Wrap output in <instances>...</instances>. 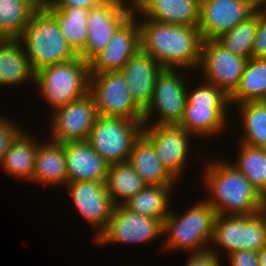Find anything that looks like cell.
<instances>
[{
    "mask_svg": "<svg viewBox=\"0 0 266 266\" xmlns=\"http://www.w3.org/2000/svg\"><path fill=\"white\" fill-rule=\"evenodd\" d=\"M140 50L163 69L198 67L203 38L197 26H179L142 19L138 21Z\"/></svg>",
    "mask_w": 266,
    "mask_h": 266,
    "instance_id": "obj_1",
    "label": "cell"
},
{
    "mask_svg": "<svg viewBox=\"0 0 266 266\" xmlns=\"http://www.w3.org/2000/svg\"><path fill=\"white\" fill-rule=\"evenodd\" d=\"M208 163L202 174L211 195L206 201L216 214L247 216L261 211L265 198L233 163L221 160Z\"/></svg>",
    "mask_w": 266,
    "mask_h": 266,
    "instance_id": "obj_2",
    "label": "cell"
},
{
    "mask_svg": "<svg viewBox=\"0 0 266 266\" xmlns=\"http://www.w3.org/2000/svg\"><path fill=\"white\" fill-rule=\"evenodd\" d=\"M19 42L34 72L47 66L76 58L78 55L65 41L56 19L42 4L30 14Z\"/></svg>",
    "mask_w": 266,
    "mask_h": 266,
    "instance_id": "obj_3",
    "label": "cell"
},
{
    "mask_svg": "<svg viewBox=\"0 0 266 266\" xmlns=\"http://www.w3.org/2000/svg\"><path fill=\"white\" fill-rule=\"evenodd\" d=\"M184 213L180 216L170 212L163 222V234L167 233L165 249L191 254L208 251L210 246L206 244L212 241L216 211L204 199Z\"/></svg>",
    "mask_w": 266,
    "mask_h": 266,
    "instance_id": "obj_4",
    "label": "cell"
},
{
    "mask_svg": "<svg viewBox=\"0 0 266 266\" xmlns=\"http://www.w3.org/2000/svg\"><path fill=\"white\" fill-rule=\"evenodd\" d=\"M89 64L79 55L35 72V83L53 109L65 106L89 92Z\"/></svg>",
    "mask_w": 266,
    "mask_h": 266,
    "instance_id": "obj_5",
    "label": "cell"
},
{
    "mask_svg": "<svg viewBox=\"0 0 266 266\" xmlns=\"http://www.w3.org/2000/svg\"><path fill=\"white\" fill-rule=\"evenodd\" d=\"M229 97L218 87L204 81L192 91L187 88L183 117L178 124L194 136L219 134L227 122Z\"/></svg>",
    "mask_w": 266,
    "mask_h": 266,
    "instance_id": "obj_6",
    "label": "cell"
},
{
    "mask_svg": "<svg viewBox=\"0 0 266 266\" xmlns=\"http://www.w3.org/2000/svg\"><path fill=\"white\" fill-rule=\"evenodd\" d=\"M143 122L97 115L87 141L109 165L128 162L134 141L142 133Z\"/></svg>",
    "mask_w": 266,
    "mask_h": 266,
    "instance_id": "obj_7",
    "label": "cell"
},
{
    "mask_svg": "<svg viewBox=\"0 0 266 266\" xmlns=\"http://www.w3.org/2000/svg\"><path fill=\"white\" fill-rule=\"evenodd\" d=\"M89 93L94 98L97 115L143 122V110L132 98L121 71L90 74Z\"/></svg>",
    "mask_w": 266,
    "mask_h": 266,
    "instance_id": "obj_8",
    "label": "cell"
},
{
    "mask_svg": "<svg viewBox=\"0 0 266 266\" xmlns=\"http://www.w3.org/2000/svg\"><path fill=\"white\" fill-rule=\"evenodd\" d=\"M212 242L227 250V255L243 250L258 252L266 246V218L261 211L247 216L217 214Z\"/></svg>",
    "mask_w": 266,
    "mask_h": 266,
    "instance_id": "obj_9",
    "label": "cell"
},
{
    "mask_svg": "<svg viewBox=\"0 0 266 266\" xmlns=\"http://www.w3.org/2000/svg\"><path fill=\"white\" fill-rule=\"evenodd\" d=\"M178 74L176 69H163L157 75L150 104L143 111V125L149 123L154 111L159 117L156 125L180 123L187 101V86Z\"/></svg>",
    "mask_w": 266,
    "mask_h": 266,
    "instance_id": "obj_10",
    "label": "cell"
},
{
    "mask_svg": "<svg viewBox=\"0 0 266 266\" xmlns=\"http://www.w3.org/2000/svg\"><path fill=\"white\" fill-rule=\"evenodd\" d=\"M248 59L234 55L216 39L203 40L198 67L204 81L220 88L228 97L237 89Z\"/></svg>",
    "mask_w": 266,
    "mask_h": 266,
    "instance_id": "obj_11",
    "label": "cell"
},
{
    "mask_svg": "<svg viewBox=\"0 0 266 266\" xmlns=\"http://www.w3.org/2000/svg\"><path fill=\"white\" fill-rule=\"evenodd\" d=\"M107 0L102 5L91 8L87 20L88 39L79 56L89 62L104 49L116 30L133 14V0ZM131 2V3H130Z\"/></svg>",
    "mask_w": 266,
    "mask_h": 266,
    "instance_id": "obj_12",
    "label": "cell"
},
{
    "mask_svg": "<svg viewBox=\"0 0 266 266\" xmlns=\"http://www.w3.org/2000/svg\"><path fill=\"white\" fill-rule=\"evenodd\" d=\"M163 235V223L156 218L142 216L123 205H116L106 228L95 236V243H148Z\"/></svg>",
    "mask_w": 266,
    "mask_h": 266,
    "instance_id": "obj_13",
    "label": "cell"
},
{
    "mask_svg": "<svg viewBox=\"0 0 266 266\" xmlns=\"http://www.w3.org/2000/svg\"><path fill=\"white\" fill-rule=\"evenodd\" d=\"M97 117L94 98L88 92L54 110L51 124V139L55 142L85 141Z\"/></svg>",
    "mask_w": 266,
    "mask_h": 266,
    "instance_id": "obj_14",
    "label": "cell"
},
{
    "mask_svg": "<svg viewBox=\"0 0 266 266\" xmlns=\"http://www.w3.org/2000/svg\"><path fill=\"white\" fill-rule=\"evenodd\" d=\"M258 5L253 0H206L200 4L198 29L203 40L218 38L245 21Z\"/></svg>",
    "mask_w": 266,
    "mask_h": 266,
    "instance_id": "obj_15",
    "label": "cell"
},
{
    "mask_svg": "<svg viewBox=\"0 0 266 266\" xmlns=\"http://www.w3.org/2000/svg\"><path fill=\"white\" fill-rule=\"evenodd\" d=\"M142 133L153 144L163 167L176 180L186 167L189 138L193 134L178 124L156 125L147 128L143 125Z\"/></svg>",
    "mask_w": 266,
    "mask_h": 266,
    "instance_id": "obj_16",
    "label": "cell"
},
{
    "mask_svg": "<svg viewBox=\"0 0 266 266\" xmlns=\"http://www.w3.org/2000/svg\"><path fill=\"white\" fill-rule=\"evenodd\" d=\"M135 14L133 12L112 35L104 49L88 62L90 74L120 71L140 50V32Z\"/></svg>",
    "mask_w": 266,
    "mask_h": 266,
    "instance_id": "obj_17",
    "label": "cell"
},
{
    "mask_svg": "<svg viewBox=\"0 0 266 266\" xmlns=\"http://www.w3.org/2000/svg\"><path fill=\"white\" fill-rule=\"evenodd\" d=\"M66 188L81 215L94 229L97 227L98 236L106 228L116 206L106 182L78 181L67 184Z\"/></svg>",
    "mask_w": 266,
    "mask_h": 266,
    "instance_id": "obj_18",
    "label": "cell"
},
{
    "mask_svg": "<svg viewBox=\"0 0 266 266\" xmlns=\"http://www.w3.org/2000/svg\"><path fill=\"white\" fill-rule=\"evenodd\" d=\"M64 150L67 184L78 181L106 182L109 164L92 149L87 140L65 142Z\"/></svg>",
    "mask_w": 266,
    "mask_h": 266,
    "instance_id": "obj_19",
    "label": "cell"
},
{
    "mask_svg": "<svg viewBox=\"0 0 266 266\" xmlns=\"http://www.w3.org/2000/svg\"><path fill=\"white\" fill-rule=\"evenodd\" d=\"M162 70L152 56L141 50L120 70L128 83L132 98L143 111L150 104L156 77Z\"/></svg>",
    "mask_w": 266,
    "mask_h": 266,
    "instance_id": "obj_20",
    "label": "cell"
},
{
    "mask_svg": "<svg viewBox=\"0 0 266 266\" xmlns=\"http://www.w3.org/2000/svg\"><path fill=\"white\" fill-rule=\"evenodd\" d=\"M134 12L145 19L179 26H197L200 4L196 0H133Z\"/></svg>",
    "mask_w": 266,
    "mask_h": 266,
    "instance_id": "obj_21",
    "label": "cell"
},
{
    "mask_svg": "<svg viewBox=\"0 0 266 266\" xmlns=\"http://www.w3.org/2000/svg\"><path fill=\"white\" fill-rule=\"evenodd\" d=\"M128 162L147 185L176 183L160 162L153 144L143 133L134 141Z\"/></svg>",
    "mask_w": 266,
    "mask_h": 266,
    "instance_id": "obj_22",
    "label": "cell"
},
{
    "mask_svg": "<svg viewBox=\"0 0 266 266\" xmlns=\"http://www.w3.org/2000/svg\"><path fill=\"white\" fill-rule=\"evenodd\" d=\"M22 46L18 39H0V85L35 83V72Z\"/></svg>",
    "mask_w": 266,
    "mask_h": 266,
    "instance_id": "obj_23",
    "label": "cell"
},
{
    "mask_svg": "<svg viewBox=\"0 0 266 266\" xmlns=\"http://www.w3.org/2000/svg\"><path fill=\"white\" fill-rule=\"evenodd\" d=\"M32 181L57 186L67 185L64 143L51 140L49 143L39 144Z\"/></svg>",
    "mask_w": 266,
    "mask_h": 266,
    "instance_id": "obj_24",
    "label": "cell"
},
{
    "mask_svg": "<svg viewBox=\"0 0 266 266\" xmlns=\"http://www.w3.org/2000/svg\"><path fill=\"white\" fill-rule=\"evenodd\" d=\"M34 137L28 132L21 131L12 141L5 153L2 166L7 173L25 180L32 181V175L37 155V144Z\"/></svg>",
    "mask_w": 266,
    "mask_h": 266,
    "instance_id": "obj_25",
    "label": "cell"
},
{
    "mask_svg": "<svg viewBox=\"0 0 266 266\" xmlns=\"http://www.w3.org/2000/svg\"><path fill=\"white\" fill-rule=\"evenodd\" d=\"M56 19L65 41L79 55L86 47L89 9L81 7H46Z\"/></svg>",
    "mask_w": 266,
    "mask_h": 266,
    "instance_id": "obj_26",
    "label": "cell"
},
{
    "mask_svg": "<svg viewBox=\"0 0 266 266\" xmlns=\"http://www.w3.org/2000/svg\"><path fill=\"white\" fill-rule=\"evenodd\" d=\"M172 185H146L122 205L142 216L159 219L162 223L171 212L168 210Z\"/></svg>",
    "mask_w": 266,
    "mask_h": 266,
    "instance_id": "obj_27",
    "label": "cell"
},
{
    "mask_svg": "<svg viewBox=\"0 0 266 266\" xmlns=\"http://www.w3.org/2000/svg\"><path fill=\"white\" fill-rule=\"evenodd\" d=\"M266 96V59L247 60L239 85L229 97L235 105L249 101H262Z\"/></svg>",
    "mask_w": 266,
    "mask_h": 266,
    "instance_id": "obj_28",
    "label": "cell"
},
{
    "mask_svg": "<svg viewBox=\"0 0 266 266\" xmlns=\"http://www.w3.org/2000/svg\"><path fill=\"white\" fill-rule=\"evenodd\" d=\"M106 185L113 203L115 205H122L141 191L147 184L136 173L129 162H124L109 165ZM118 199H121V201Z\"/></svg>",
    "mask_w": 266,
    "mask_h": 266,
    "instance_id": "obj_29",
    "label": "cell"
},
{
    "mask_svg": "<svg viewBox=\"0 0 266 266\" xmlns=\"http://www.w3.org/2000/svg\"><path fill=\"white\" fill-rule=\"evenodd\" d=\"M39 0H0V39H18Z\"/></svg>",
    "mask_w": 266,
    "mask_h": 266,
    "instance_id": "obj_30",
    "label": "cell"
},
{
    "mask_svg": "<svg viewBox=\"0 0 266 266\" xmlns=\"http://www.w3.org/2000/svg\"><path fill=\"white\" fill-rule=\"evenodd\" d=\"M237 106L244 127V137L240 143L266 148V104L263 101H249Z\"/></svg>",
    "mask_w": 266,
    "mask_h": 266,
    "instance_id": "obj_31",
    "label": "cell"
},
{
    "mask_svg": "<svg viewBox=\"0 0 266 266\" xmlns=\"http://www.w3.org/2000/svg\"><path fill=\"white\" fill-rule=\"evenodd\" d=\"M258 27V7L245 21L233 29L222 33L216 40L234 55L250 59L252 57Z\"/></svg>",
    "mask_w": 266,
    "mask_h": 266,
    "instance_id": "obj_32",
    "label": "cell"
},
{
    "mask_svg": "<svg viewBox=\"0 0 266 266\" xmlns=\"http://www.w3.org/2000/svg\"><path fill=\"white\" fill-rule=\"evenodd\" d=\"M237 162L233 163L266 198V148L240 143Z\"/></svg>",
    "mask_w": 266,
    "mask_h": 266,
    "instance_id": "obj_33",
    "label": "cell"
},
{
    "mask_svg": "<svg viewBox=\"0 0 266 266\" xmlns=\"http://www.w3.org/2000/svg\"><path fill=\"white\" fill-rule=\"evenodd\" d=\"M266 5H258V27L252 57L266 59ZM262 8V9H261ZM264 8V9H263Z\"/></svg>",
    "mask_w": 266,
    "mask_h": 266,
    "instance_id": "obj_34",
    "label": "cell"
},
{
    "mask_svg": "<svg viewBox=\"0 0 266 266\" xmlns=\"http://www.w3.org/2000/svg\"><path fill=\"white\" fill-rule=\"evenodd\" d=\"M13 123V124H12ZM22 131L11 120L0 117V163L3 161L5 153L10 148L12 141Z\"/></svg>",
    "mask_w": 266,
    "mask_h": 266,
    "instance_id": "obj_35",
    "label": "cell"
},
{
    "mask_svg": "<svg viewBox=\"0 0 266 266\" xmlns=\"http://www.w3.org/2000/svg\"><path fill=\"white\" fill-rule=\"evenodd\" d=\"M212 247L201 253H190L186 266H220L218 252Z\"/></svg>",
    "mask_w": 266,
    "mask_h": 266,
    "instance_id": "obj_36",
    "label": "cell"
},
{
    "mask_svg": "<svg viewBox=\"0 0 266 266\" xmlns=\"http://www.w3.org/2000/svg\"><path fill=\"white\" fill-rule=\"evenodd\" d=\"M107 0H46L45 7H81L91 9L102 5Z\"/></svg>",
    "mask_w": 266,
    "mask_h": 266,
    "instance_id": "obj_37",
    "label": "cell"
},
{
    "mask_svg": "<svg viewBox=\"0 0 266 266\" xmlns=\"http://www.w3.org/2000/svg\"><path fill=\"white\" fill-rule=\"evenodd\" d=\"M228 257L231 266H259L257 251H235L229 254Z\"/></svg>",
    "mask_w": 266,
    "mask_h": 266,
    "instance_id": "obj_38",
    "label": "cell"
},
{
    "mask_svg": "<svg viewBox=\"0 0 266 266\" xmlns=\"http://www.w3.org/2000/svg\"><path fill=\"white\" fill-rule=\"evenodd\" d=\"M259 266H266V246L258 251Z\"/></svg>",
    "mask_w": 266,
    "mask_h": 266,
    "instance_id": "obj_39",
    "label": "cell"
},
{
    "mask_svg": "<svg viewBox=\"0 0 266 266\" xmlns=\"http://www.w3.org/2000/svg\"><path fill=\"white\" fill-rule=\"evenodd\" d=\"M261 212L264 214L265 218H266V198L264 199L262 208H261Z\"/></svg>",
    "mask_w": 266,
    "mask_h": 266,
    "instance_id": "obj_40",
    "label": "cell"
},
{
    "mask_svg": "<svg viewBox=\"0 0 266 266\" xmlns=\"http://www.w3.org/2000/svg\"><path fill=\"white\" fill-rule=\"evenodd\" d=\"M257 5H266V0H253Z\"/></svg>",
    "mask_w": 266,
    "mask_h": 266,
    "instance_id": "obj_41",
    "label": "cell"
},
{
    "mask_svg": "<svg viewBox=\"0 0 266 266\" xmlns=\"http://www.w3.org/2000/svg\"><path fill=\"white\" fill-rule=\"evenodd\" d=\"M199 4H201L203 1H206V0H196Z\"/></svg>",
    "mask_w": 266,
    "mask_h": 266,
    "instance_id": "obj_42",
    "label": "cell"
},
{
    "mask_svg": "<svg viewBox=\"0 0 266 266\" xmlns=\"http://www.w3.org/2000/svg\"><path fill=\"white\" fill-rule=\"evenodd\" d=\"M262 101L266 104V96H265V98Z\"/></svg>",
    "mask_w": 266,
    "mask_h": 266,
    "instance_id": "obj_43",
    "label": "cell"
}]
</instances>
